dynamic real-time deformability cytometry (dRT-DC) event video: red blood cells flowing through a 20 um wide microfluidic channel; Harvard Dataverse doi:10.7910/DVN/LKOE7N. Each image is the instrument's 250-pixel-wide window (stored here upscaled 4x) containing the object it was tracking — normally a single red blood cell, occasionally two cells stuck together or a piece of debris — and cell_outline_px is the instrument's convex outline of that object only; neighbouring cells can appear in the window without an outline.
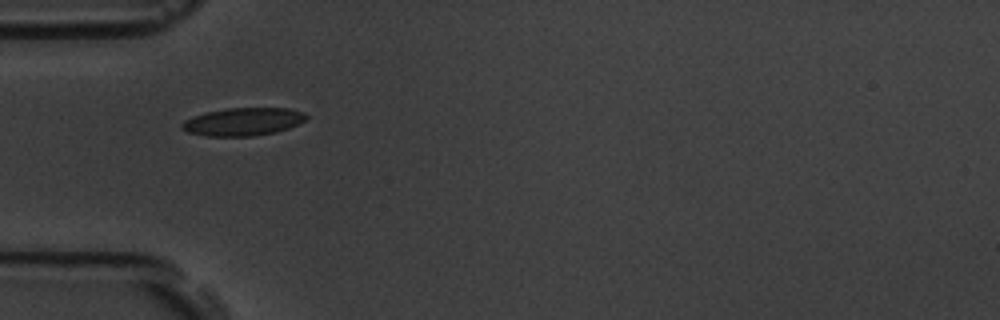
{"species": "common noctule bat (a hibernating species)", "species_latin": "Nyctalus noctula", "temperature_condition": "room temperature", "stored_images_in_passage": 3, "camera_frame_rate_fps": 3000, "um_per_image_px": 0.085, "animal": {"sex": "male", "body_mass_g": 19.5, "forearm_length_mm": 54.6}, "frame": {"image": 1, "passage_image": 1, "time_ms": 0.0, "image_size_px": [1000, 320], "cell_outline_px": [[308, 116], [300, 124], [276, 132], [252, 136], [204, 136], [188, 132], [180, 128], [180, 124], [184, 120], [192, 116], [204, 112], [228, 108], [288, 108], [304, 112]], "centroid_in_image_um": [20.63, 10.34], "position_along_channel_um": 64.4, "area_um2": 20.4}}
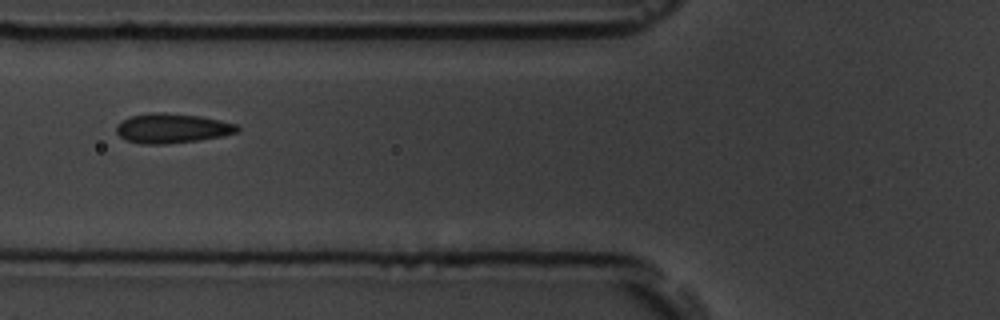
{"frame": {"image": 2, "passage_image": 2, "time_ms": 1.333, "image_size_px": [1000, 320], "cell_outline_px": [[240, 128], [236, 132], [220, 136], [200, 140], [164, 144], [140, 144], [124, 140], [116, 132], [116, 124], [132, 116], [148, 112], [164, 112], [200, 116], [220, 120], [236, 124]], "centroid_in_image_um": [14.58, 10.9], "position_along_channel_um": 111.2, "area_um2": 20.92}}
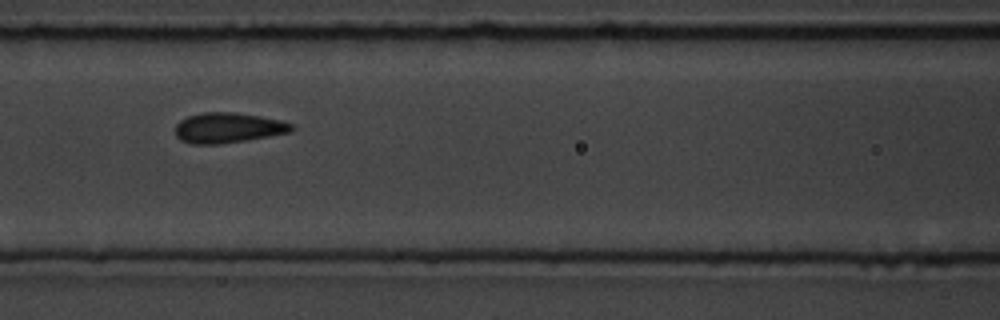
{"frame": {"image": 3, "passage_image": 3, "time_ms": 2.333, "image_size_px": [1000, 320], "cell_outline_px": [[296, 128], [288, 132], [268, 136], [220, 144], [192, 144], [180, 140], [176, 136], [176, 124], [180, 120], [188, 116], [204, 112], [236, 112], [260, 116], [280, 120], [292, 124]], "centroid_in_image_um": [19.36, 10.86], "position_along_channel_um": 147.2, "area_um2": 20.4}}